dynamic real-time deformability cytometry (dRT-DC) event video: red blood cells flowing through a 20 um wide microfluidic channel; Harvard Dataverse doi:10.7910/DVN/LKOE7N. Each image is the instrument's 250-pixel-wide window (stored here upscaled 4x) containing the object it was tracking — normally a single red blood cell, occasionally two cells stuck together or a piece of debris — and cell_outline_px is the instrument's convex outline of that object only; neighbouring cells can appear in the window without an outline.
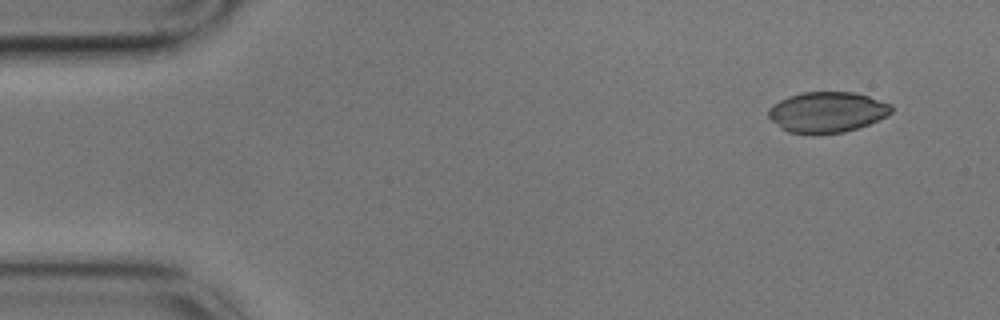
{"species": "common noctule bat (a hibernating species)", "species_latin": "Nyctalus noctula", "temperature_condition": "cold", "stored_images_in_passage": 4, "camera_frame_rate_fps": 3000, "um_per_image_px": 0.085, "animal": {"sex": "male", "body_mass_g": 17.9}, "frame": {"image": 1, "passage_image": 1, "time_ms": 0.0, "image_size_px": [1000, 320], "cell_outline_px": [[892, 112], [888, 116], [868, 124], [844, 132], [816, 136], [812, 136], [788, 132], [780, 128], [768, 116], [768, 108], [772, 104], [788, 96], [804, 92], [852, 92], [868, 96], [892, 104]], "centroid_in_image_um": [70.28, 9.56], "position_along_channel_um": 14.7, "area_um2": 29.59}}